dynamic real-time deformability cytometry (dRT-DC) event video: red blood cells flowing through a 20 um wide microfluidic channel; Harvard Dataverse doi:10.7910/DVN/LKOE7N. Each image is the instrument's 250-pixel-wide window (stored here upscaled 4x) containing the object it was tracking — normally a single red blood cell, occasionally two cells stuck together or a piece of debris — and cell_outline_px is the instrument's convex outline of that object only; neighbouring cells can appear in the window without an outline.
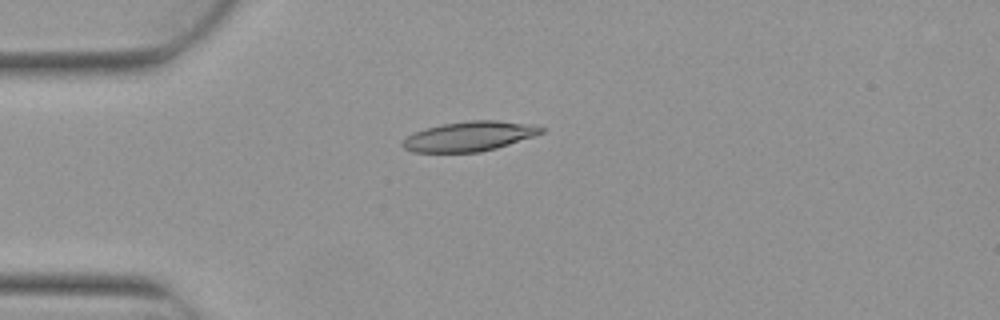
{"species": "Egyptian fruit bat (a non-hibernating species)", "species_latin": "Rousettus aegyptiacus", "temperature_condition": "warm", "stored_images_in_passage": 5, "camera_frame_rate_fps": 3000, "um_per_image_px": 0.085, "animal": {"sex": "female"}, "frame": {"image": 1, "passage_image": 3, "time_ms": 0.667, "image_size_px": [1000, 320], "cell_outline_px": [[544, 132], [496, 148], [480, 152], [412, 152], [404, 148], [400, 144], [408, 136], [424, 128], [444, 124], [468, 120], [496, 120], [532, 124], [544, 128]], "centroid_in_image_um": [39.88, 11.58], "position_along_channel_um": 45.1, "area_um2": 23.81}}
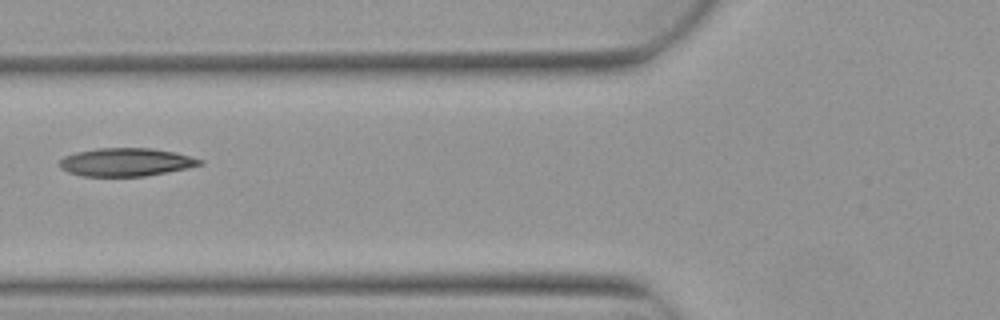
{"frame": {"image": 2, "passage_image": 5, "time_ms": 1.333, "image_size_px": [1000, 320], "cell_outline_px": [[204, 164], [188, 168], [144, 176], [84, 176], [68, 172], [60, 168], [60, 160], [64, 156], [76, 152], [96, 148], [152, 148], [176, 152], [204, 160]], "centroid_in_image_um": [10.73, 13.77], "position_along_channel_um": 115.1, "area_um2": 23.06}}